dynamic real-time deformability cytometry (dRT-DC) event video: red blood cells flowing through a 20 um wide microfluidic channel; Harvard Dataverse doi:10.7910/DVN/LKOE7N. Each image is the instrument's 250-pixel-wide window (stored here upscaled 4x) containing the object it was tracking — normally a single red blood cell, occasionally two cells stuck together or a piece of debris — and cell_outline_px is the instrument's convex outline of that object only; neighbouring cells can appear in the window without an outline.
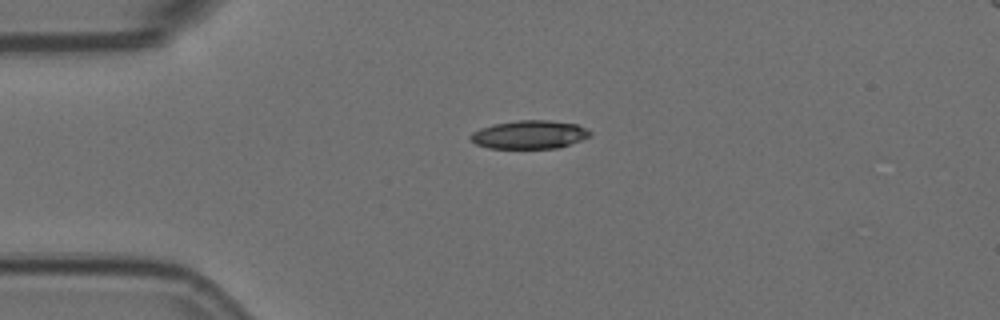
{"species": "Egyptian fruit bat (a non-hibernating species)", "species_latin": "Rousettus aegyptiacus", "temperature_condition": "room temperature", "stored_images_in_passage": 1, "camera_frame_rate_fps": 3000, "um_per_image_px": 0.085, "animal": {"sex": "female"}, "frame": {"image": 1, "passage_image": 1, "time_ms": 0.0, "image_size_px": [1000, 320], "cell_outline_px": [[592, 136], [560, 148], [488, 148], [476, 144], [468, 136], [472, 132], [480, 128], [492, 124], [516, 120], [548, 120], [576, 124], [588, 128], [592, 132]], "centroid_in_image_um": [45.03, 11.44], "position_along_channel_um": 40.0, "area_um2": 20.0}}